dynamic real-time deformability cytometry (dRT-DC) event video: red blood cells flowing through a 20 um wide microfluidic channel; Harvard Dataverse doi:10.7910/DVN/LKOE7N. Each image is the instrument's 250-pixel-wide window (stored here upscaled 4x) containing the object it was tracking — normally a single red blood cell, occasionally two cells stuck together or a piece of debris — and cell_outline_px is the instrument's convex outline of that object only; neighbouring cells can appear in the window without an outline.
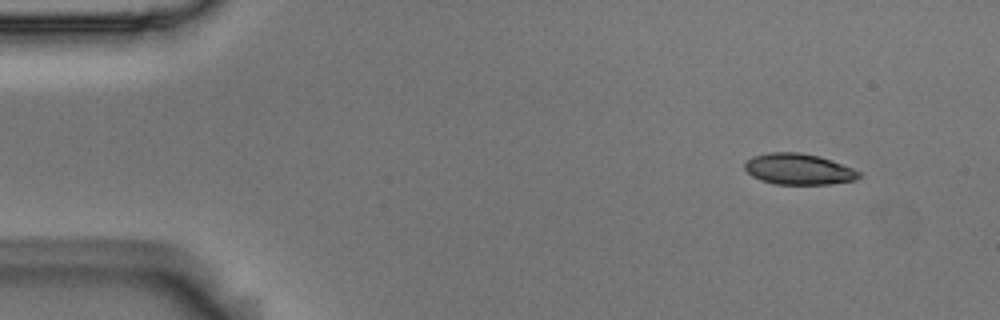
{"species": "Egyptian fruit bat (a non-hibernating species)", "species_latin": "Rousettus aegyptiacus", "temperature_condition": "room temperature", "stored_images_in_passage": 6, "segment_of_instrument_passage": [2, 2], "camera_frame_rate_fps": 3000, "um_per_image_px": 0.085, "animal": {"sex": "male"}, "frame": {"image": 1, "passage_image": 6, "time_ms": 1.667, "image_size_px": [1000, 320], "cell_outline_px": [[860, 176], [856, 180], [832, 184], [776, 184], [760, 180], [752, 176], [744, 168], [744, 164], [752, 156], [768, 152], [800, 152], [820, 156], [832, 160], [852, 168], [860, 172]], "centroid_in_image_um": [67.88, 14.37], "position_along_channel_um": 17.1, "area_um2": 20.75}}